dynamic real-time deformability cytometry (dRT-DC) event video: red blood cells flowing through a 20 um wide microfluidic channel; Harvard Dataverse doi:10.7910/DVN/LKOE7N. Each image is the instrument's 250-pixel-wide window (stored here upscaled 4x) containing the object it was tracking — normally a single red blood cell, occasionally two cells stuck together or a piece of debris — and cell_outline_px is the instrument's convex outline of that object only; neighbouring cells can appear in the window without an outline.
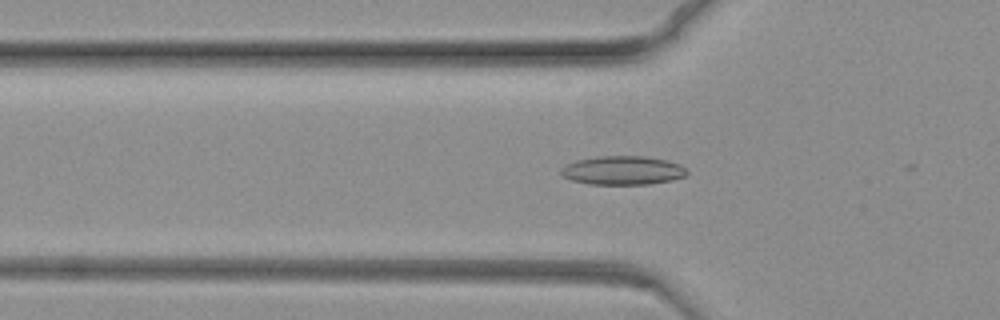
{"species": "common noctule bat (a hibernating species)", "species_latin": "Nyctalus noctula", "temperature_condition": "warm", "stored_images_in_passage": 55, "camera_frame_rate_fps": 3000, "um_per_image_px": 0.085, "animal": {"sex": "female", "body_mass_g": 19.3, "forearm_length_mm": 54.1}, "frame": {"image": 1, "passage_image": 28, "time_ms": 9.0, "image_size_px": [1000, 320], "cell_outline_px": [[688, 172], [684, 176], [672, 180], [648, 184], [588, 184], [572, 180], [560, 176], [560, 168], [564, 164], [576, 160], [596, 156], [644, 156], [664, 160], [680, 164]], "centroid_in_image_um": [52.86, 14.48], "position_along_channel_um": 72.9, "area_um2": 21.21}}
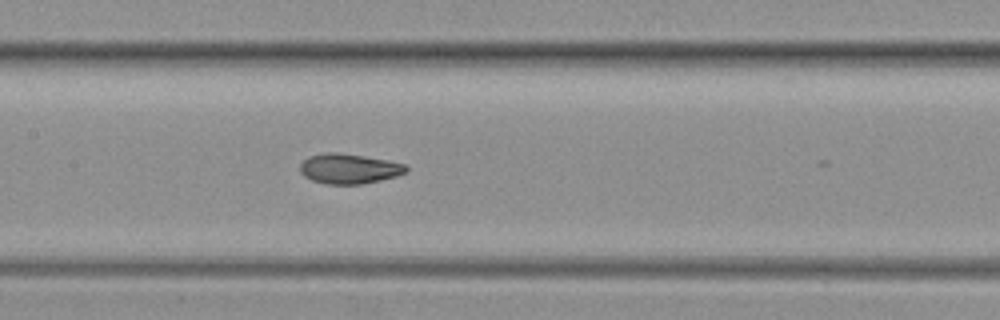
{"frame": {"image": 2, "passage_image": 40, "time_ms": 13.0, "image_size_px": [1000, 320], "cell_outline_px": [[408, 172], [396, 176], [380, 180], [360, 184], [328, 184], [312, 180], [304, 176], [300, 172], [300, 164], [308, 156], [324, 152], [336, 152], [364, 156], [388, 160], [408, 164]], "centroid_in_image_um": [29.69, 14.33], "position_along_channel_um": 177.7, "area_um2": 18.67}}
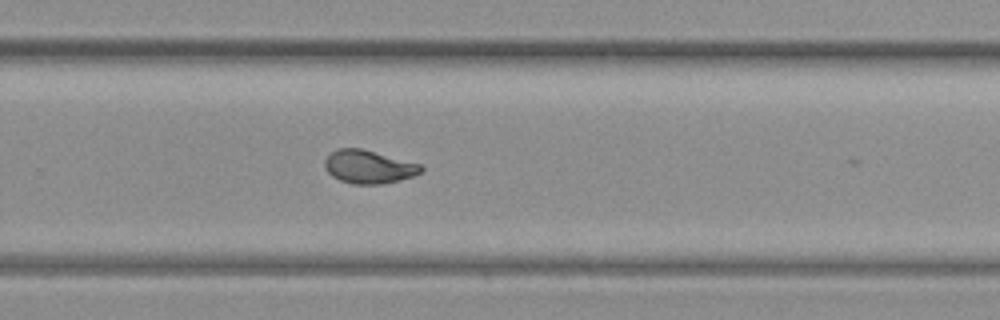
{"frame": {"image": 3, "passage_image": 54, "time_ms": 17.667, "image_size_px": [1000, 320], "cell_outline_px": [[424, 168], [420, 172], [412, 176], [400, 180], [384, 184], [352, 184], [340, 180], [332, 176], [324, 168], [324, 160], [336, 148], [360, 148], [420, 164]], "centroid_in_image_um": [31.3, 14.18], "position_along_channel_um": 298.5, "area_um2": 18.55}}